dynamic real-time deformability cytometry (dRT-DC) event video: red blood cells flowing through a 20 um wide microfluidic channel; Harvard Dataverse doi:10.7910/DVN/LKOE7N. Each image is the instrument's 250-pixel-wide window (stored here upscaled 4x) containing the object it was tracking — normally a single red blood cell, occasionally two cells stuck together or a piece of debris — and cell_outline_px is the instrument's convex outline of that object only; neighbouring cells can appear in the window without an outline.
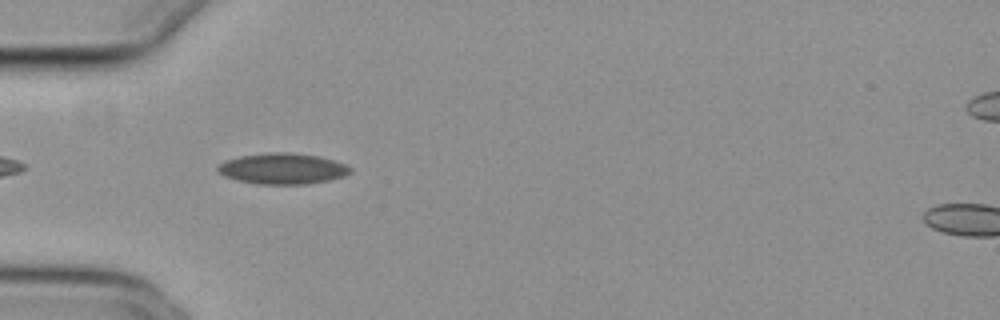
{"species": "common noctule bat (a hibernating species)", "species_latin": "Nyctalus noctula", "temperature_condition": "cold", "stored_images_in_passage": 38, "camera_frame_rate_fps": 3000, "um_per_image_px": 0.085, "animal": {"sex": "female", "body_mass_g": 29.2, "forearm_length_mm": 56.3}, "frame": {"image": 1, "passage_image": 3, "time_ms": 0.667, "image_size_px": [1000, 320], "cell_outline_px": [[352, 172], [344, 176], [328, 180], [308, 184], [256, 184], [236, 180], [224, 176], [216, 172], [216, 168], [224, 160], [240, 156], [268, 152], [288, 152], [320, 156], [344, 164], [352, 168]], "centroid_in_image_um": [23.98, 14.33], "position_along_channel_um": 61.0, "area_um2": 24.04}}
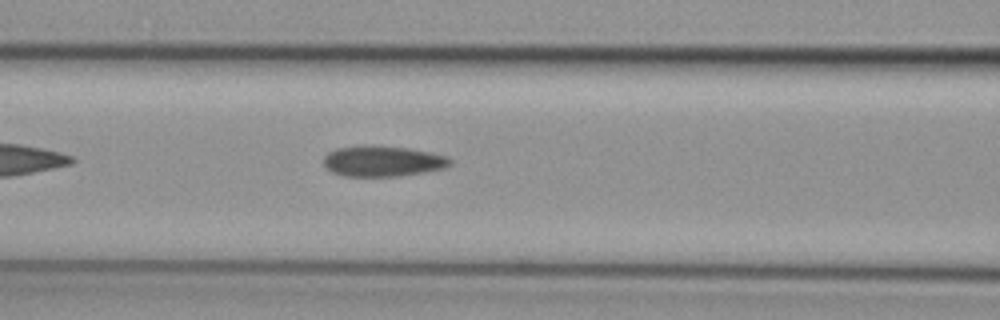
{"frame": {"image": 2, "passage_image": 9, "time_ms": 2.667, "image_size_px": [1000, 320], "cell_outline_px": [[452, 164], [444, 168], [424, 172], [400, 176], [344, 176], [332, 172], [324, 164], [324, 156], [328, 152], [336, 148], [364, 144], [408, 148], [448, 156], [452, 160]], "centroid_in_image_um": [32.52, 13.69], "position_along_channel_um": 134.1, "area_um2": 22.77}}
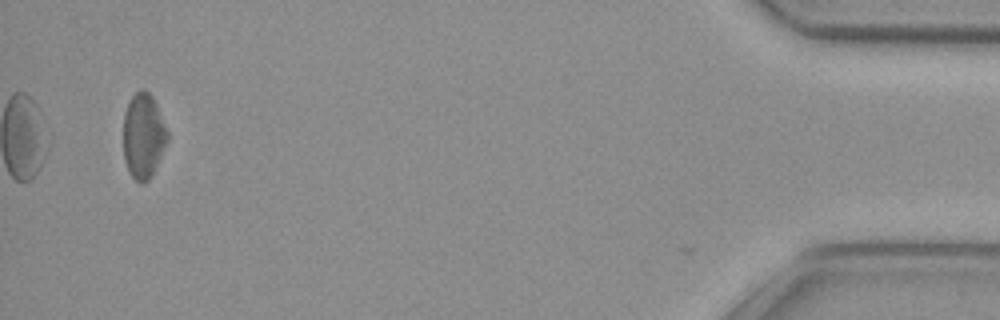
{"frame": {"image": 3, "passage_image": 38, "time_ms": 12.333, "image_size_px": [1000, 320], "cell_outline_px": [[168, 140], [152, 176], [144, 184], [140, 184], [128, 172], [124, 160], [124, 112], [132, 96], [136, 92], [144, 88], [152, 96], [156, 104], [168, 132]], "centroid_in_image_um": [12.18, 11.58], "position_along_channel_um": 423.0, "area_um2": 21.85}}